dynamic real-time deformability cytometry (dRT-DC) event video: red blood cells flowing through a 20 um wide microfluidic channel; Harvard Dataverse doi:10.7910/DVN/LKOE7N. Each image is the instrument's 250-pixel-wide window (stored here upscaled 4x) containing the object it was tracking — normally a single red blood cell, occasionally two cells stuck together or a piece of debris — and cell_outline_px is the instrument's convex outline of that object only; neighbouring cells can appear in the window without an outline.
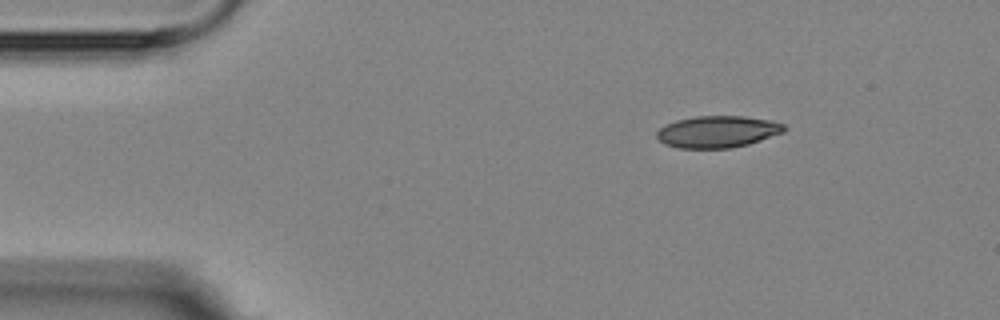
{"species": "Egyptian fruit bat (a non-hibernating species)", "species_latin": "Rousettus aegyptiacus", "temperature_condition": "room temperature", "stored_images_in_passage": 3, "camera_frame_rate_fps": 3000, "um_per_image_px": 0.085, "animal": {"sex": "female"}, "frame": {"image": 1, "passage_image": 1, "time_ms": 0.0, "image_size_px": [1000, 320], "cell_outline_px": [[788, 128], [784, 132], [748, 144], [732, 148], [680, 148], [664, 144], [656, 136], [656, 132], [660, 128], [676, 120], [696, 116], [744, 116], [772, 120], [784, 124]], "centroid_in_image_um": [61.02, 11.19], "position_along_channel_um": 24.0, "area_um2": 23.64}}